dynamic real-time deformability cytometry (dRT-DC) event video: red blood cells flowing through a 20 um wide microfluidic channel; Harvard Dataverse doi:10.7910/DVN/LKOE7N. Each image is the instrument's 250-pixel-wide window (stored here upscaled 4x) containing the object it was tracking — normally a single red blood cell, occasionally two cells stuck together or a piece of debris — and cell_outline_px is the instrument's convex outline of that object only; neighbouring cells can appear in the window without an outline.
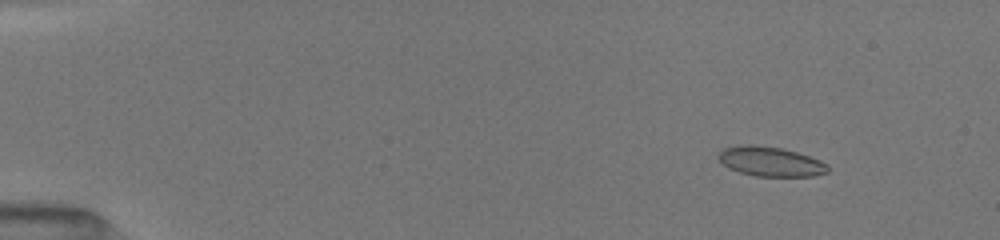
{"species": "common noctule bat (a hibernating species)", "species_latin": "Nyctalus noctula", "temperature_condition": "room temperature", "stored_images_in_passage": 25, "camera_frame_rate_fps": 3000, "um_per_image_px": 0.085, "animal": {"sex": "female", "body_mass_g": 19.5, "forearm_length_mm": 54.1}, "frame": {"image": 1, "passage_image": 10, "time_ms": 2.0, "image_size_px": [1000, 240], "cell_outline_px": [[828, 172], [812, 176], [756, 176], [740, 172], [728, 168], [716, 156], [724, 148], [748, 144], [752, 144], [780, 148], [796, 152], [820, 160], [828, 164]], "centroid_in_image_um": [65.49, 13.73], "position_along_channel_um": 19.5, "area_um2": 18.67}}
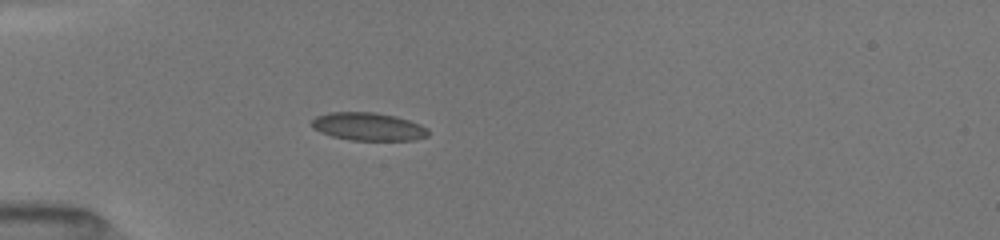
{"frame": {"image": 2, "passage_image": 22, "time_ms": 5.333, "image_size_px": [1000, 240], "cell_outline_px": [[428, 136], [416, 140], [352, 140], [332, 136], [320, 132], [312, 128], [308, 124], [316, 116], [328, 112], [376, 112], [396, 116], [420, 124], [428, 128]], "centroid_in_image_um": [31.28, 10.75], "position_along_channel_um": 53.7, "area_um2": 19.19}}